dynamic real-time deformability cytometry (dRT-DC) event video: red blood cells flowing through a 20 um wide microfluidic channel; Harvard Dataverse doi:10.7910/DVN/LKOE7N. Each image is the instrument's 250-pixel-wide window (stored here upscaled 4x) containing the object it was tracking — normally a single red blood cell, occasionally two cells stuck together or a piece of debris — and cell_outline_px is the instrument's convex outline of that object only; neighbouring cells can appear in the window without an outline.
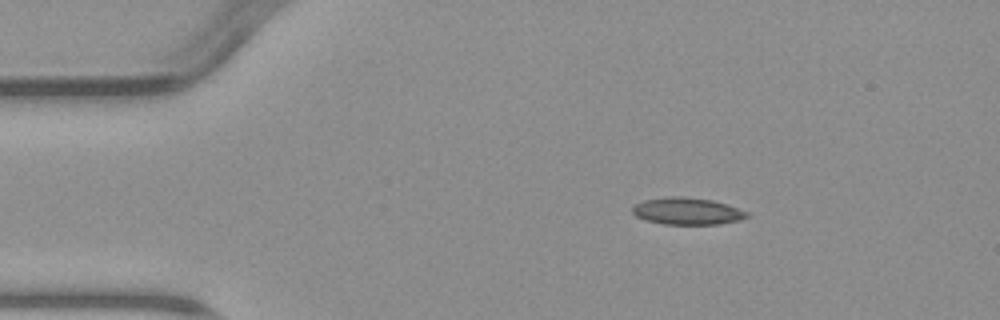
{"species": "common noctule bat (a hibernating species)", "species_latin": "Nyctalus noctula", "temperature_condition": "warm", "stored_images_in_passage": 6, "camera_frame_rate_fps": 3000, "um_per_image_px": 0.085, "animal": {"sex": "male", "body_mass_g": 23.1, "forearm_length_mm": 52.7}, "frame": {"image": 1, "passage_image": 1, "time_ms": 0.0, "image_size_px": [1000, 320], "cell_outline_px": [[752, 216], [740, 220], [720, 224], [664, 224], [648, 220], [636, 216], [632, 212], [632, 208], [636, 204], [644, 200], [668, 196], [680, 196], [712, 200], [748, 212]], "centroid_in_image_um": [58.43, 17.95], "position_along_channel_um": 26.6, "area_um2": 17.86}}
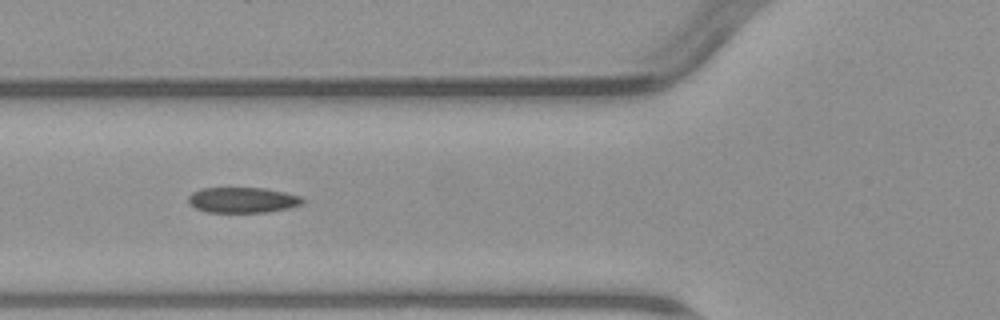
{"frame": {"image": 2, "passage_image": 4, "time_ms": 3.667, "image_size_px": [1000, 320], "cell_outline_px": [[304, 200], [300, 204], [288, 208], [268, 212], [204, 212], [188, 204], [188, 196], [192, 192], [200, 188], [264, 188], [284, 192], [300, 196]], "centroid_in_image_um": [20.56, 17.0], "position_along_channel_um": 105.2, "area_um2": 16.99}}
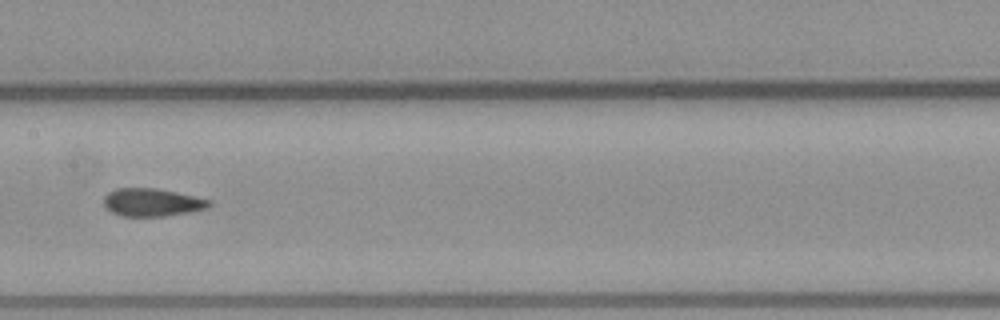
{"frame": {"image": 3, "passage_image": 6, "time_ms": 6.0, "image_size_px": [1000, 320], "cell_outline_px": [[212, 204], [208, 208], [188, 212], [164, 216], [120, 216], [104, 208], [104, 196], [108, 192], [116, 188], [156, 188], [212, 200]], "centroid_in_image_um": [12.9, 17.2], "position_along_channel_um": 194.5, "area_um2": 17.17}}